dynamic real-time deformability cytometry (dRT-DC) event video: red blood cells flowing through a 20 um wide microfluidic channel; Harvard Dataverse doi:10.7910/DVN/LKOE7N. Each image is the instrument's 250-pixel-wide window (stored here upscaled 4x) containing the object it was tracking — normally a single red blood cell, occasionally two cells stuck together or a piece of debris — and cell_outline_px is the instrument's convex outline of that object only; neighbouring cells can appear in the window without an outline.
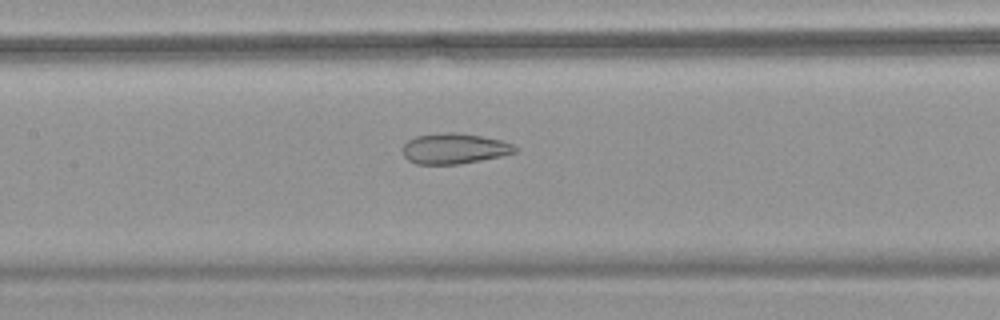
{"species": "common noctule bat (a hibernating species)", "species_latin": "Nyctalus noctula", "temperature_condition": "warm", "stored_images_in_passage": 55, "camera_frame_rate_fps": 3000, "um_per_image_px": 0.085, "animal": {"sex": "female", "body_mass_g": 18.4}, "frame": {"image": 1, "passage_image": 27, "time_ms": 8.667, "image_size_px": [1000, 320], "cell_outline_px": [[520, 148], [516, 152], [500, 156], [460, 164], [416, 164], [408, 160], [404, 156], [404, 144], [408, 140], [416, 136], [444, 132], [456, 132], [480, 136], [500, 140], [512, 144]], "centroid_in_image_um": [38.62, 12.63], "position_along_channel_um": 168.8, "area_um2": 19.88}}
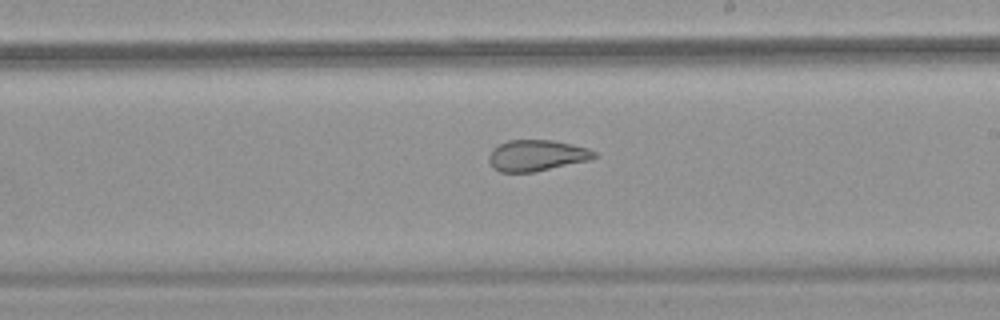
{"frame": {"image": 2, "passage_image": 33, "time_ms": 10.667, "image_size_px": [1000, 320], "cell_outline_px": [[596, 156], [592, 160], [532, 172], [500, 172], [492, 168], [488, 160], [488, 156], [492, 148], [508, 140], [552, 140], [572, 144], [588, 148], [596, 152]], "centroid_in_image_um": [45.6, 13.22], "position_along_channel_um": 243.4, "area_um2": 19.25}}
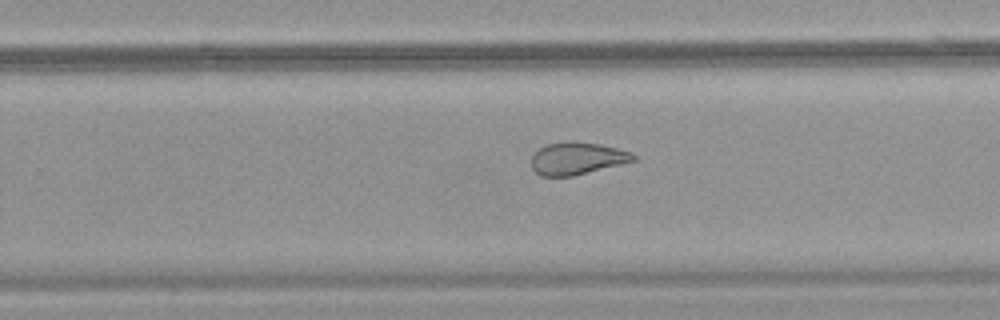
{"frame": {"image": 3, "passage_image": 36, "time_ms": 11.667, "image_size_px": [1000, 320], "cell_outline_px": [[636, 160], [572, 176], [540, 176], [532, 168], [532, 156], [540, 148], [548, 144], [568, 140], [600, 144], [632, 152], [636, 156]], "centroid_in_image_um": [49.05, 13.45], "position_along_channel_um": 280.8, "area_um2": 19.07}, "authors_computed_cell_mechanics": {"area_um2": 25.7788, "velocity_mm_per_s": 3.7518, "shape_relaxation_time_tau1_ms": null, "shape_relaxation_time_tau2_ms": 1.3701, "deformation_change_tau1": null, "deformation_change_tau2": 0.0857}}